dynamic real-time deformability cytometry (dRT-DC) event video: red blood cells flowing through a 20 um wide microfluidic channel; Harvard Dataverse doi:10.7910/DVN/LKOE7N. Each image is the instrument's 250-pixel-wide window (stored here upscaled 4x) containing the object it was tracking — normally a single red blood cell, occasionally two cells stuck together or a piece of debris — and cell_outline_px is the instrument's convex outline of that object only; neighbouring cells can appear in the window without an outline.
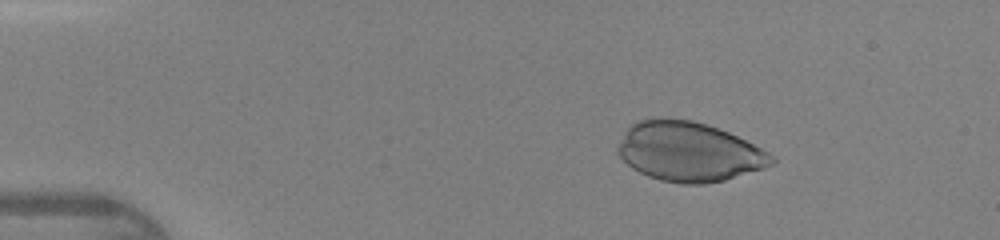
{"species": "human", "species_latin": "Homo sapiens", "temperature_condition": "warm", "stored_images_in_passage": 39, "camera_frame_rate_fps": 3000, "um_per_image_px": 0.085, "donor": {"sex": "female"}, "frame": {"image": 1, "passage_image": 7, "time_ms": 2.0, "image_size_px": [1000, 240], "cell_outline_px": [[776, 164], [764, 168], [724, 180], [704, 184], [680, 184], [660, 180], [648, 176], [632, 168], [616, 152], [616, 148], [624, 132], [636, 120], [652, 116], [660, 116], [692, 120], [728, 132], [768, 152], [776, 160]], "centroid_in_image_um": [58.51, 12.88], "position_along_channel_um": 26.5, "area_um2": 53.52}}
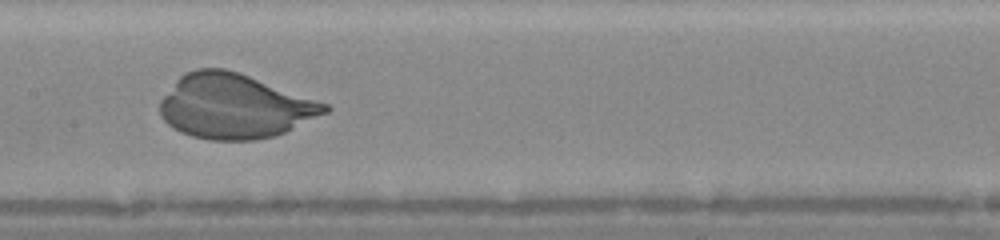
{"frame": {"image": 2, "passage_image": 23, "time_ms": 7.333, "image_size_px": [1000, 240], "cell_outline_px": [[332, 108], [328, 112], [276, 136], [256, 140], [212, 140], [192, 136], [180, 132], [172, 128], [160, 116], [160, 100], [176, 80], [184, 72], [196, 68], [224, 68], [240, 72], [328, 104]], "centroid_in_image_um": [19.92, 9.03], "position_along_channel_um": 187.5, "area_um2": 62.14}}
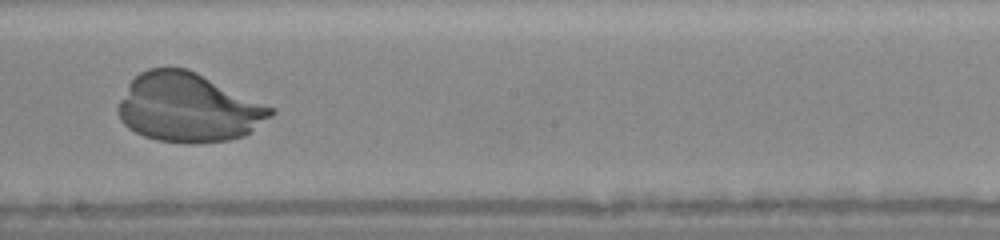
{"frame": {"image": 3, "passage_image": 26, "time_ms": 8.333, "image_size_px": [1000, 240], "cell_outline_px": [[276, 112], [272, 116], [252, 132], [244, 136], [228, 140], [200, 144], [184, 144], [156, 140], [144, 136], [128, 128], [120, 120], [116, 108], [128, 84], [140, 72], [148, 68], [188, 68], [276, 108]], "centroid_in_image_um": [16.03, 9.17], "position_along_channel_um": 232.2, "area_um2": 61.96}}